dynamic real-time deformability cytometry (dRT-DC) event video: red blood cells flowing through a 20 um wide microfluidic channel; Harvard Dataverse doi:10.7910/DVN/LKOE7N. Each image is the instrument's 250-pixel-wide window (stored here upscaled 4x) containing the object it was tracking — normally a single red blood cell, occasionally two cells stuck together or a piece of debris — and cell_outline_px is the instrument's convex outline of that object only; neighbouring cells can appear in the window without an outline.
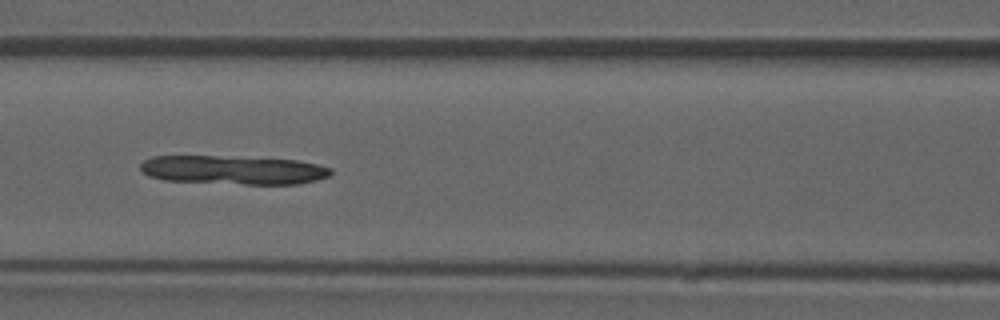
{"species": "common noctule bat (a hibernating species)", "species_latin": "Nyctalus noctula", "temperature_condition": "room temperature", "stored_images_in_passage": 52, "camera_frame_rate_fps": 3000, "um_per_image_px": 0.085, "animal": {"sex": "male", "forearm_length_mm": 52.5}, "frame": {"image": 1, "passage_image": 23, "time_ms": 7.333, "image_size_px": [1000, 320], "cell_outline_px": [[332, 172], [328, 176], [316, 180], [300, 184], [244, 184], [164, 180], [148, 176], [140, 168], [140, 164], [144, 160], [152, 156], [216, 156], [296, 160], [316, 164], [332, 168]], "centroid_in_image_um": [19.81, 14.45], "position_along_channel_um": 146.8, "area_um2": 31.79}}